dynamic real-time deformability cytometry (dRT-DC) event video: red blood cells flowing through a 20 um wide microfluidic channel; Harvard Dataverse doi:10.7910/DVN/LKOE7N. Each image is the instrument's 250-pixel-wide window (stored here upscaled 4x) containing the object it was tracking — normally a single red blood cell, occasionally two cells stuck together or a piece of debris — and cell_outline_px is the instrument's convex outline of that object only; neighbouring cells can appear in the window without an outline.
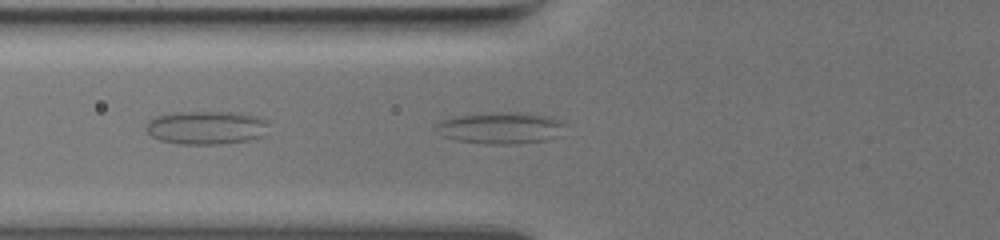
{"species": "common noctule bat (a hibernating species)", "species_latin": "Nyctalus noctula", "temperature_condition": "warm", "stored_images_in_passage": 42, "camera_frame_rate_fps": 3000, "um_per_image_px": 0.085, "animal": {"sex": "female", "body_mass_g": 19.5, "forearm_length_mm": 54.1}, "frame": {"image": 1, "passage_image": 4, "time_ms": 1.0, "image_size_px": [1000, 240], "cell_outline_px": [[560, 124], [544, 140], [516, 144], [492, 144], [456, 140], [444, 136], [436, 124], [444, 120], [456, 116], [504, 112], [516, 112], [544, 116], [556, 120]], "centroid_in_image_um": [42.38, 10.88], "position_along_channel_um": 83.4, "area_um2": 22.02}}
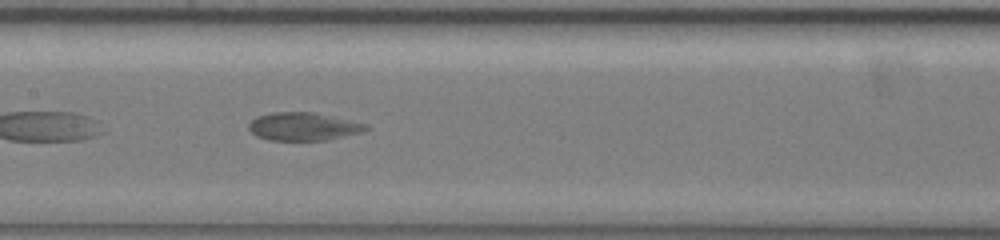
{"frame": {"image": 2, "passage_image": 13, "time_ms": 4.0, "image_size_px": [1000, 240], "cell_outline_px": [[368, 128], [360, 132], [328, 140], [268, 140], [256, 136], [248, 128], [248, 124], [252, 120], [260, 116], [272, 112], [312, 112], [364, 124]], "centroid_in_image_um": [25.71, 10.76], "position_along_channel_um": 181.7, "area_um2": 18.67}}
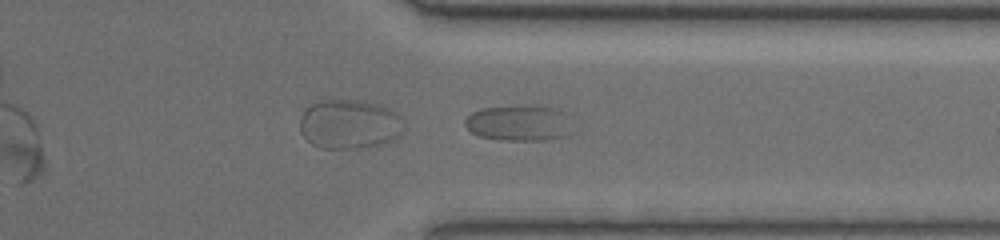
{"frame": {"image": 3, "passage_image": 30, "time_ms": 9.667, "image_size_px": [1000, 240], "cell_outline_px": [[576, 132], [564, 136], [548, 140], [504, 140], [480, 136], [472, 132], [464, 124], [464, 120], [472, 112], [484, 108], [536, 104], [556, 108], [560, 112]], "centroid_in_image_um": [44.13, 10.45], "position_along_channel_um": 367.3, "area_um2": 22.48}}